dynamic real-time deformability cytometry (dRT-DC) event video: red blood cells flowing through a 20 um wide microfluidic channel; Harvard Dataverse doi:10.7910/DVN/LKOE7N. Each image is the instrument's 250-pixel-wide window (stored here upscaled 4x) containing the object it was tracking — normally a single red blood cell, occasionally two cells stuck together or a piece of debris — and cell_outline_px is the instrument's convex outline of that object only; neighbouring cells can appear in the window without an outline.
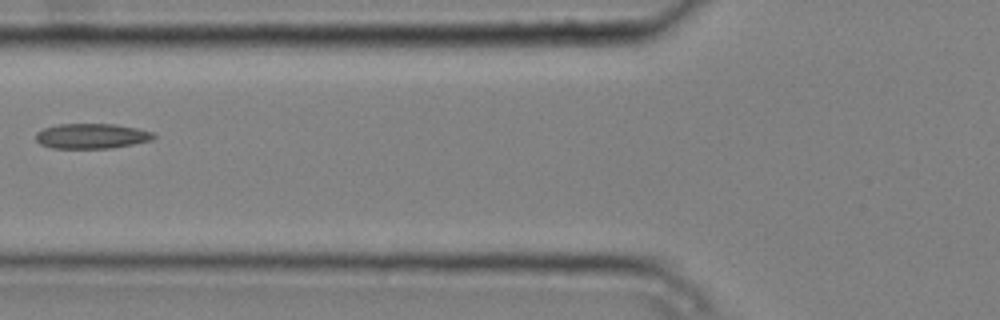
{"species": "common noctule bat (a hibernating species)", "species_latin": "Nyctalus noctula", "temperature_condition": "cold", "stored_images_in_passage": 7, "camera_frame_rate_fps": 3000, "um_per_image_px": 0.085, "animal": {"sex": "male", "body_mass_g": 20.4}, "frame": {"image": 1, "passage_image": 5, "time_ms": 1.333, "image_size_px": [1000, 320], "cell_outline_px": [[156, 136], [152, 140], [112, 148], [52, 148], [40, 144], [36, 140], [36, 132], [44, 128], [60, 124], [116, 124], [136, 128], [152, 132]], "centroid_in_image_um": [7.78, 11.56], "position_along_channel_um": 118.0, "area_um2": 17.17}}
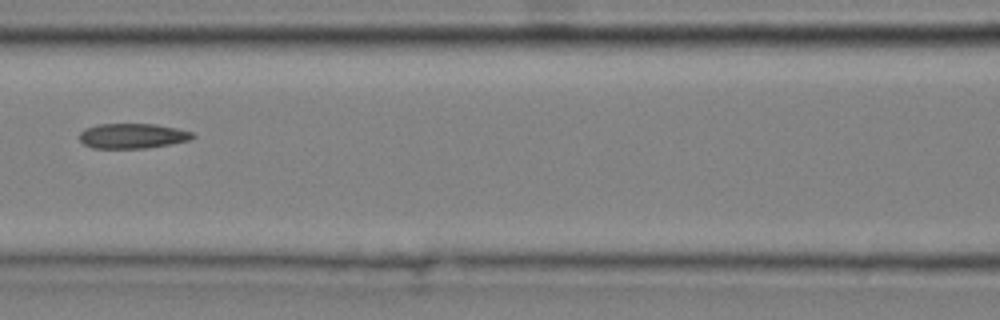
{"frame": {"image": 2, "passage_image": 6, "time_ms": 1.667, "image_size_px": [1000, 320], "cell_outline_px": [[196, 136], [188, 140], [168, 144], [144, 148], [92, 148], [84, 144], [80, 140], [80, 132], [84, 128], [100, 124], [156, 124], [176, 128], [192, 132]], "centroid_in_image_um": [11.23, 11.54], "position_along_channel_um": 155.4, "area_um2": 16.36}}
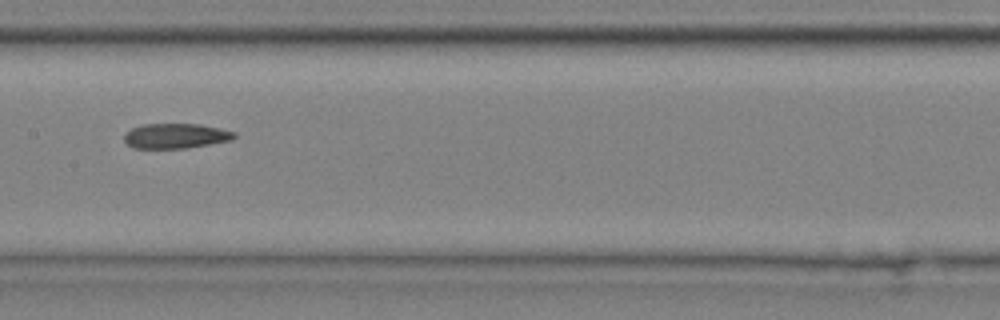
{"frame": {"image": 3, "passage_image": 7, "time_ms": 2.0, "image_size_px": [1000, 320], "cell_outline_px": [[236, 136], [232, 140], [184, 148], [132, 148], [124, 140], [124, 132], [140, 124], [200, 124], [220, 128], [236, 132]], "centroid_in_image_um": [14.91, 11.54], "position_along_channel_um": 192.5, "area_um2": 16.07}}